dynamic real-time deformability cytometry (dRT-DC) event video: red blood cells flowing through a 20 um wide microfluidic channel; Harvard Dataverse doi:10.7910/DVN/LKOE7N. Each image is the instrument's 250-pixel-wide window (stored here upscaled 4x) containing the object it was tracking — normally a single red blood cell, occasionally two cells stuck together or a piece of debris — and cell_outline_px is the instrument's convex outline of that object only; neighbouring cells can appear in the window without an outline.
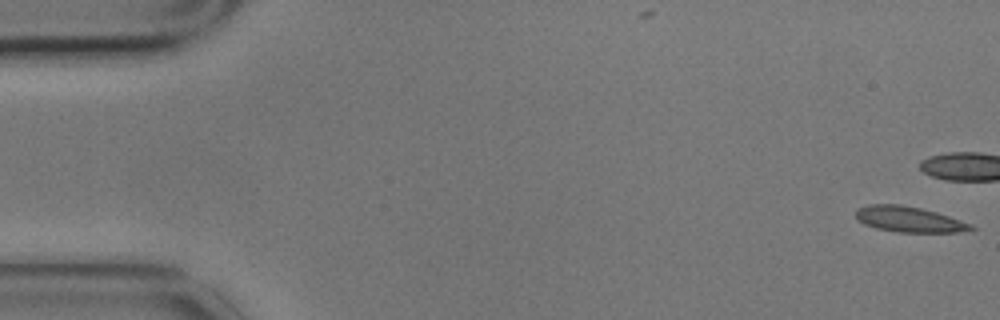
{"species": "common noctule bat (a hibernating species)", "species_latin": "Nyctalus noctula", "temperature_condition": "cold", "stored_images_in_passage": 5, "camera_frame_rate_fps": 3000, "um_per_image_px": 0.085, "animal": {"sex": "male", "body_mass_g": 17.9}, "frame": {"image": 1, "passage_image": 1, "time_ms": 0.0, "image_size_px": [1000, 320], "cell_outline_px": [[976, 228], [960, 232], [896, 232], [876, 228], [864, 224], [856, 220], [856, 208], [868, 204], [900, 204], [920, 208], [936, 212], [972, 224]], "centroid_in_image_um": [77.22, 18.64], "position_along_channel_um": 7.8, "area_um2": 17.22}}
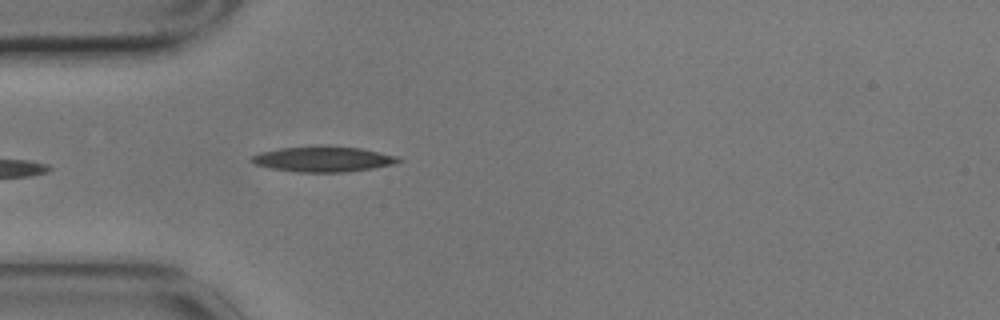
{"frame": {"image": 2, "passage_image": 5, "time_ms": 1.333, "image_size_px": [1000, 320], "cell_outline_px": [[400, 160], [392, 164], [372, 168], [344, 172], [296, 172], [272, 168], [256, 164], [248, 160], [252, 156], [260, 152], [280, 148], [360, 148], [396, 156]], "centroid_in_image_um": [27.41, 13.56], "position_along_channel_um": 57.6, "area_um2": 20.63}}